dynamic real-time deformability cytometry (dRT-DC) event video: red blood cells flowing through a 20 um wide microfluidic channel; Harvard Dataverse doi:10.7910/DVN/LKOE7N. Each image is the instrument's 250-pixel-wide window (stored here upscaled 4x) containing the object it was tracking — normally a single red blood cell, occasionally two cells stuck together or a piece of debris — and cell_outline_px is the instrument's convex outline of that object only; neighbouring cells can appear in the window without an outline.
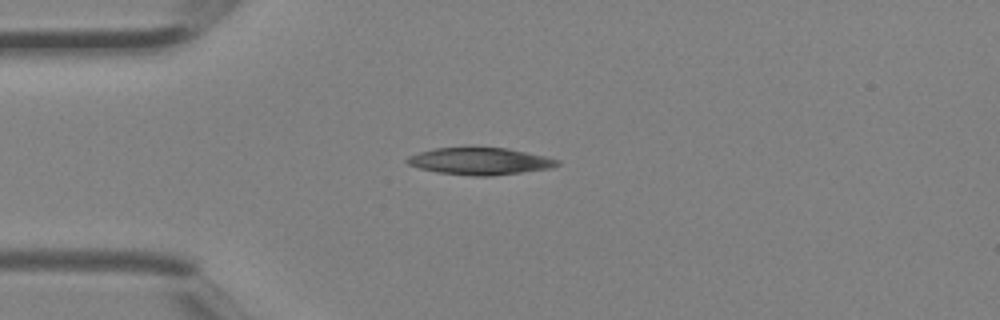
{"species": "Egyptian fruit bat (a non-hibernating species)", "species_latin": "Rousettus aegyptiacus", "temperature_condition": "room temperature", "stored_images_in_passage": 3, "camera_frame_rate_fps": 3000, "um_per_image_px": 0.085, "animal": {"sex": "female"}, "frame": {"image": 1, "passage_image": 3, "time_ms": 0.667, "image_size_px": [1000, 320], "cell_outline_px": [[560, 164], [552, 168], [492, 176], [472, 176], [436, 172], [420, 168], [408, 164], [404, 160], [408, 156], [420, 152], [436, 148], [508, 148], [544, 156], [560, 160]], "centroid_in_image_um": [40.8, 13.71], "position_along_channel_um": 44.2, "area_um2": 23.52}}